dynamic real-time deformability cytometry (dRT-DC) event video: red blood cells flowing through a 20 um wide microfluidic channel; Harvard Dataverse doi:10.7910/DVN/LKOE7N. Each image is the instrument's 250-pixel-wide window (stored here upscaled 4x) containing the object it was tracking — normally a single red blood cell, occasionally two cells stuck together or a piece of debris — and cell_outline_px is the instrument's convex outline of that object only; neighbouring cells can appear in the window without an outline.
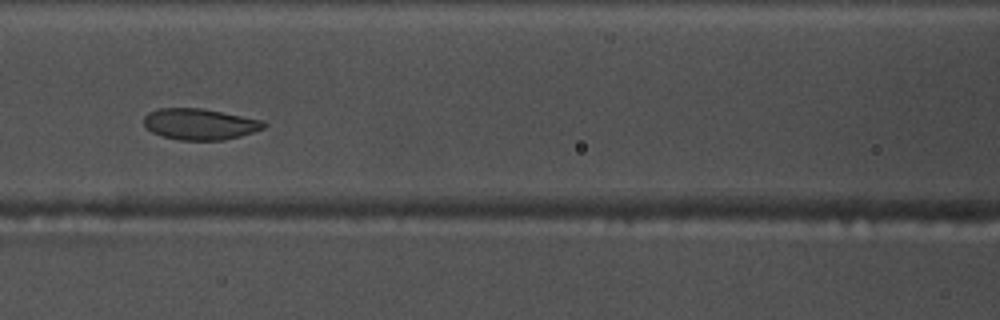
{"species": "common noctule bat (a hibernating species)", "species_latin": "Nyctalus noctula", "temperature_condition": "warm", "stored_images_in_passage": 24, "camera_frame_rate_fps": 3000, "um_per_image_px": 0.085, "animal": {"sex": "male", "body_mass_g": 17.5, "forearm_length_mm": 52.3}, "frame": {"image": 1, "passage_image": 11, "time_ms": 3.333, "image_size_px": [1000, 320], "cell_outline_px": [[268, 124], [264, 128], [240, 136], [224, 140], [180, 140], [160, 136], [152, 132], [144, 124], [144, 116], [148, 112], [160, 108], [200, 108], [264, 120]], "centroid_in_image_um": [16.99, 10.55], "position_along_channel_um": 149.6, "area_um2": 21.79}}
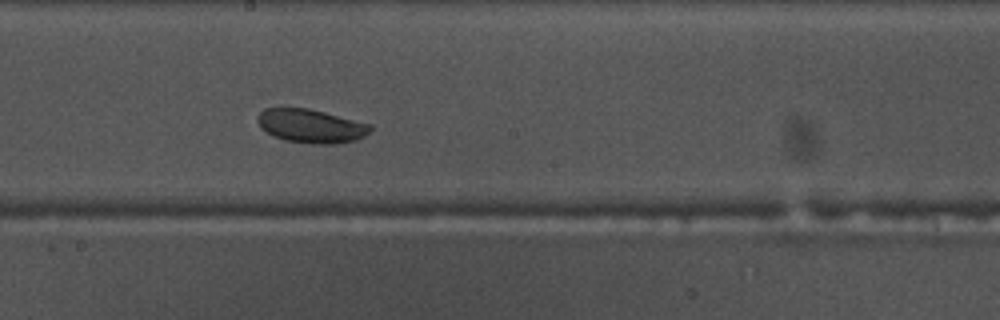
{"frame": {"image": 2, "passage_image": 17, "time_ms": 5.333, "image_size_px": [1000, 320], "cell_outline_px": [[372, 128], [364, 136], [356, 140], [336, 144], [312, 144], [284, 140], [272, 136], [260, 128], [256, 120], [260, 112], [264, 108], [308, 108], [372, 124]], "centroid_in_image_um": [26.41, 10.72], "position_along_channel_um": 221.8, "area_um2": 22.31}}
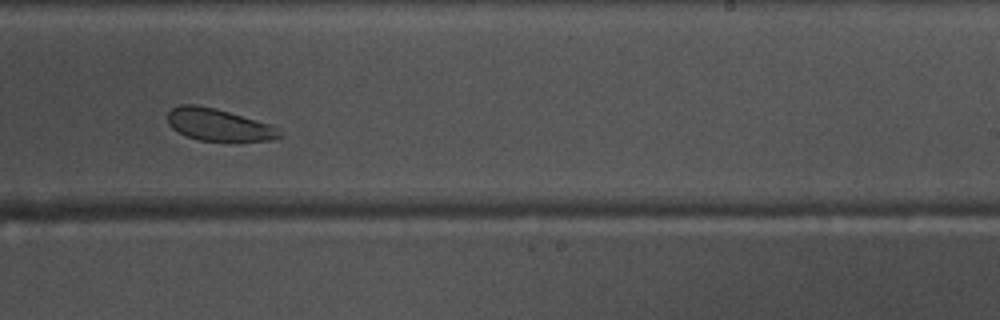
{"frame": {"image": 3, "passage_image": 21, "time_ms": 6.667, "image_size_px": [1000, 320], "cell_outline_px": [[280, 136], [272, 140], [232, 144], [228, 144], [200, 140], [184, 136], [172, 128], [168, 124], [168, 112], [172, 108], [180, 104], [196, 104], [228, 112], [268, 124], [280, 128]], "centroid_in_image_um": [18.58, 10.67], "position_along_channel_um": 270.4, "area_um2": 21.62}}